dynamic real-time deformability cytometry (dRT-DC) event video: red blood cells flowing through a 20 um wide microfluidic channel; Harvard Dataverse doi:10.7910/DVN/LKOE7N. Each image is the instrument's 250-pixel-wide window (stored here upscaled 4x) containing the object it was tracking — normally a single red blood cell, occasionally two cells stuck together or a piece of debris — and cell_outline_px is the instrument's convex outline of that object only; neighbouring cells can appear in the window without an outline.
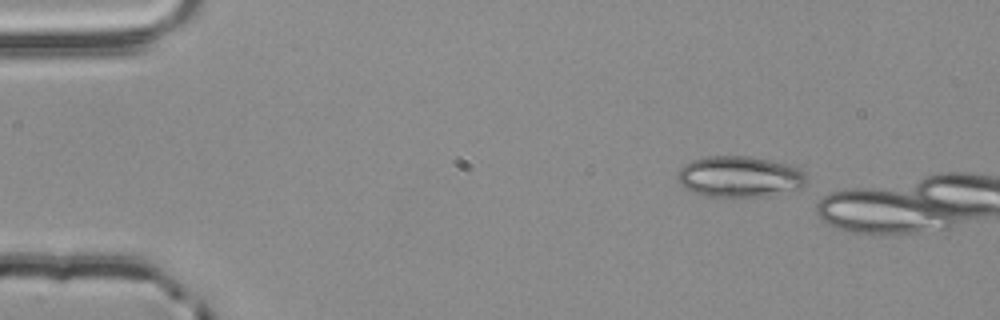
{"species": "common noctule bat (a hibernating species)", "species_latin": "Nyctalus noctula", "temperature_condition": "room temperature", "stored_images_in_passage": 4, "camera_frame_rate_fps": 3000, "um_per_image_px": 0.085, "animal": {"sex": "male", "body_mass_g": 20.4}, "frame": {"image": 1, "passage_image": 1, "time_ms": 0.0, "image_size_px": [1000, 320], "cell_outline_px": [[808, 176], [804, 188], [768, 196], [708, 196], [692, 192], [684, 188], [676, 180], [676, 172], [684, 164], [692, 160], [708, 156], [748, 156], [788, 164], [804, 172]], "centroid_in_image_um": [62.85, 15.02], "position_along_channel_um": 22.1, "area_um2": 31.1}}